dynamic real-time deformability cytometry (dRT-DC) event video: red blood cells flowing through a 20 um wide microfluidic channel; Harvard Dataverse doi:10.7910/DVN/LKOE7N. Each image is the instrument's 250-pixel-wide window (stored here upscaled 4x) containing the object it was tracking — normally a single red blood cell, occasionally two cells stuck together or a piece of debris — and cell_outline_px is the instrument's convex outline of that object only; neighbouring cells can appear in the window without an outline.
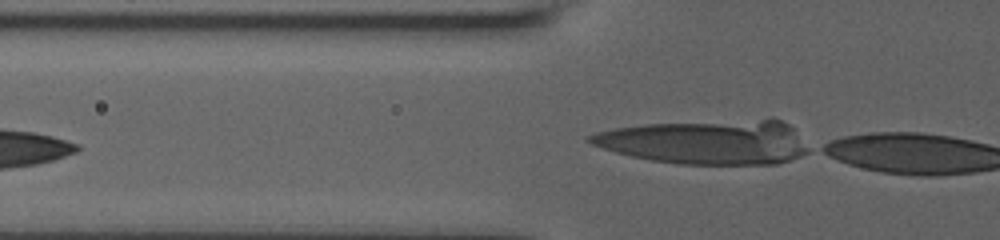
{"species": "human", "species_latin": "Homo sapiens", "temperature_condition": "room temperature", "stored_images_in_passage": 5, "segment_of_instrument_passage": [2, 2], "camera_frame_rate_fps": 3000, "um_per_image_px": 0.085, "donor": {"sex": "male"}, "frame": {"image": 1, "passage_image": 5, "time_ms": 3.333, "image_size_px": [1000, 240], "cell_outline_px": [[808, 152], [800, 156], [776, 164], [680, 164], [652, 160], [632, 156], [616, 152], [592, 144], [584, 140], [588, 136], [596, 132], [616, 128], [644, 124], [772, 116], [788, 124], [792, 128], [808, 148]], "centroid_in_image_um": [60.06, 12.03], "position_along_channel_um": 65.7, "area_um2": 57.22}}